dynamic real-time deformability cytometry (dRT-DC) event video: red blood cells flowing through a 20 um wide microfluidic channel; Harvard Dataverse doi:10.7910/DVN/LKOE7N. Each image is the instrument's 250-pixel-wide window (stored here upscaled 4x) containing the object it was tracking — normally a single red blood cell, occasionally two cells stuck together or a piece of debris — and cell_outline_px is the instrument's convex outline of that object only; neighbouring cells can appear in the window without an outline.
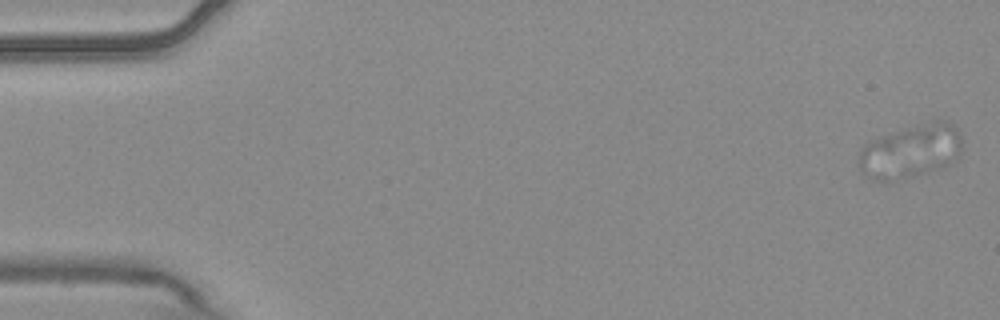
{"species": "common noctule bat (a hibernating species)", "species_latin": "Nyctalus noctula", "temperature_condition": "warm", "stored_images_in_passage": 4, "camera_frame_rate_fps": 3000, "um_per_image_px": 0.085, "animal": {"sex": "male", "body_mass_g": 20.4}, "frame": {"image": 1, "passage_image": 1, "time_ms": 0.0, "image_size_px": [1000, 320], "cell_outline_px": [[964, 140], [960, 152], [956, 160], [944, 168], [892, 184], [888, 184], [872, 180], [860, 168], [860, 148], [868, 140], [876, 136], [936, 120], [948, 120], [960, 132]], "centroid_in_image_um": [77.43, 12.9], "position_along_channel_um": 7.6, "area_um2": 33.47}}